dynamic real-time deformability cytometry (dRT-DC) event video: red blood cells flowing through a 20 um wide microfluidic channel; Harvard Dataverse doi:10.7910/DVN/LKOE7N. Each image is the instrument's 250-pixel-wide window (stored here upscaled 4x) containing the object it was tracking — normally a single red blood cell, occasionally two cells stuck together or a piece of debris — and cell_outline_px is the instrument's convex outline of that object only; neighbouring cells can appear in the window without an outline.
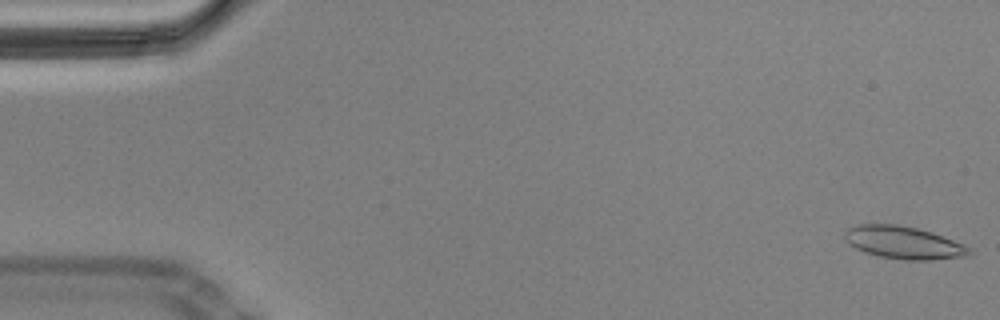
{"species": "Egyptian fruit bat (a non-hibernating species)", "species_latin": "Rousettus aegyptiacus", "temperature_condition": "cold", "stored_images_in_passage": 57, "camera_frame_rate_fps": 3000, "um_per_image_px": 0.085, "animal": {"sex": "male"}, "frame": {"image": 1, "passage_image": 1, "time_ms": 0.0, "image_size_px": [1000, 320], "cell_outline_px": [[972, 252], [964, 256], [932, 260], [908, 260], [880, 256], [856, 248], [848, 244], [844, 240], [844, 232], [848, 228], [860, 224], [896, 224], [916, 228], [932, 232], [952, 240], [968, 248]], "centroid_in_image_um": [76.74, 20.61], "position_along_channel_um": 8.3, "area_um2": 23.24}}
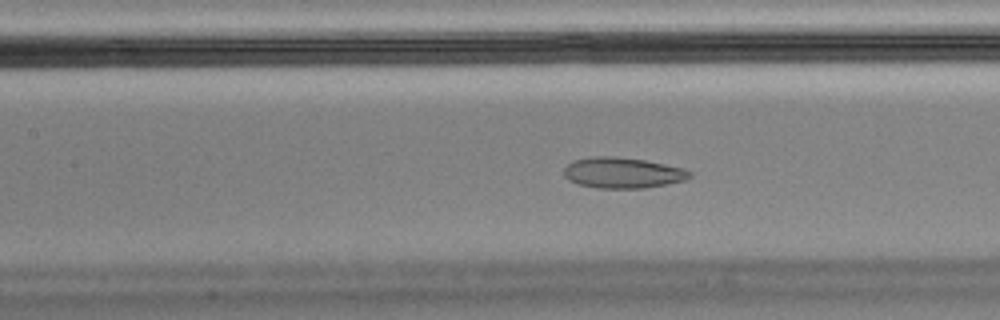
{"frame": {"image": 2, "passage_image": 25, "time_ms": 8.0, "image_size_px": [1000, 320], "cell_outline_px": [[692, 176], [684, 180], [668, 184], [644, 188], [600, 188], [580, 184], [568, 180], [564, 176], [564, 168], [572, 160], [592, 156], [612, 156], [644, 160], [684, 168], [692, 172]], "centroid_in_image_um": [52.92, 14.68], "position_along_channel_um": 154.5, "area_um2": 22.54}, "authors_computed_cell_mechanics": {"area_um2": 23.8136, "velocity_mm_per_s": 3.4785, "shape_relaxation_time_tau1_ms": null, "shape_relaxation_time_tau2_ms": 1.6099, "deformation_change_tau1": null, "deformation_change_tau2": 0.0698}}